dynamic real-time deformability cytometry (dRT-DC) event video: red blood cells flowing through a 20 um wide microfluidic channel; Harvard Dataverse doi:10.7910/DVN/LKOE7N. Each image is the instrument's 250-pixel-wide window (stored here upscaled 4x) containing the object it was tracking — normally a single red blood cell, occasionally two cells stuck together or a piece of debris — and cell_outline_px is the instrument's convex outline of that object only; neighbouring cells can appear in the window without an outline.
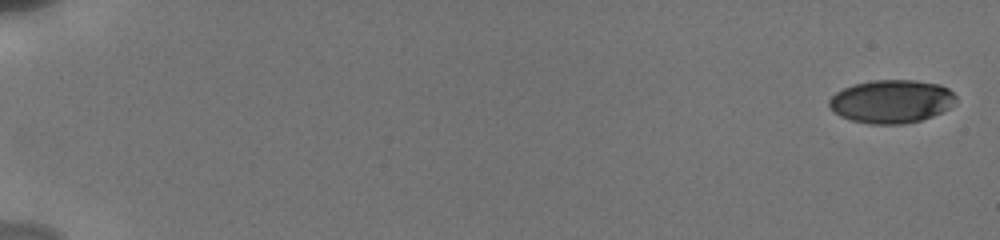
{"species": "human", "species_latin": "Homo sapiens", "temperature_condition": "cold", "stored_images_in_passage": 11, "camera_frame_rate_fps": 3000, "um_per_image_px": 0.085, "donor": {"sex": "male"}, "frame": {"image": 1, "passage_image": 1, "time_ms": 0.0, "image_size_px": [1000, 240], "cell_outline_px": [[956, 104], [932, 116], [920, 120], [904, 124], [868, 124], [852, 120], [840, 116], [828, 104], [828, 100], [836, 92], [852, 84], [872, 80], [916, 80], [940, 84], [948, 88], [956, 96]], "centroid_in_image_um": [75.79, 8.61], "position_along_channel_um": 9.2, "area_um2": 32.02}}
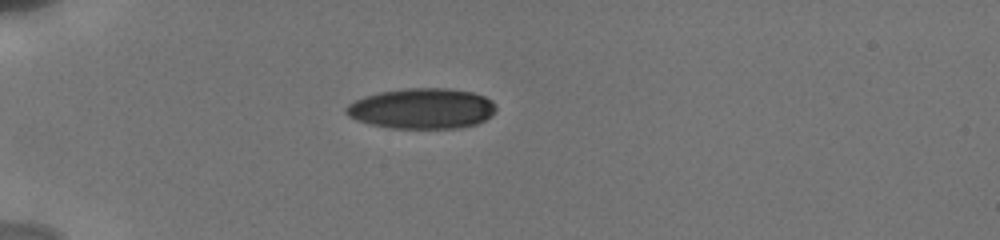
{"frame": {"image": 2, "passage_image": 8, "time_ms": 5.333, "image_size_px": [1000, 240], "cell_outline_px": [[496, 108], [484, 120], [476, 124], [456, 128], [392, 128], [368, 124], [356, 120], [348, 116], [344, 112], [344, 108], [352, 100], [364, 96], [380, 92], [404, 88], [444, 88], [472, 92], [484, 96], [492, 100], [496, 104]], "centroid_in_image_um": [35.8, 9.22], "position_along_channel_um": 49.2, "area_um2": 35.49}}
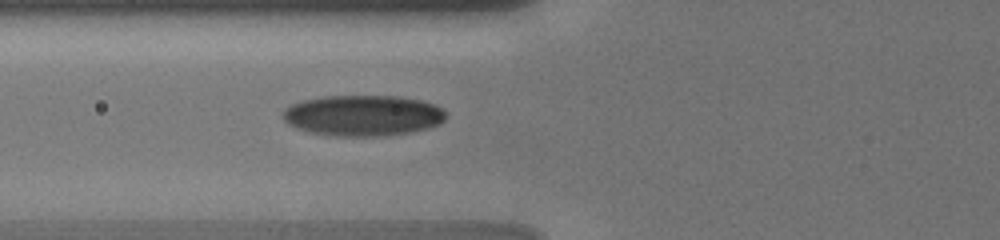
{"frame": {"image": 3, "passage_image": 11, "time_ms": 7.333, "image_size_px": [1000, 240], "cell_outline_px": [[448, 116], [440, 124], [428, 128], [408, 132], [376, 136], [328, 136], [308, 132], [296, 128], [288, 124], [280, 116], [280, 112], [284, 108], [300, 100], [324, 96], [396, 96], [420, 100], [436, 104]], "centroid_in_image_um": [30.78, 9.81], "position_along_channel_um": 95.0, "area_um2": 39.19}}